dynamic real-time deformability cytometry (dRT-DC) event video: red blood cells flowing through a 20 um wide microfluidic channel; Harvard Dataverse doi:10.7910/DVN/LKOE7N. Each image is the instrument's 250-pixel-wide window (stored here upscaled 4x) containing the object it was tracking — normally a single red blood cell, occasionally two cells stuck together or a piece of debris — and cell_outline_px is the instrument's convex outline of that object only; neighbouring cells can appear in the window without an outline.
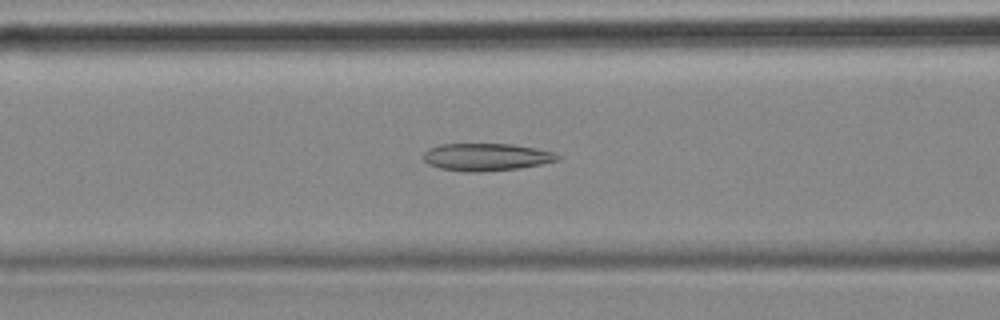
{"species": "common noctule bat (a hibernating species)", "species_latin": "Nyctalus noctula", "temperature_condition": "cold", "stored_images_in_passage": 47, "camera_frame_rate_fps": 3000, "um_per_image_px": 0.085, "animal": {"sex": "female", "body_mass_g": 18.4}, "frame": {"image": 1, "passage_image": 20, "time_ms": 6.333, "image_size_px": [1000, 320], "cell_outline_px": [[560, 160], [520, 168], [480, 172], [464, 172], [440, 168], [428, 164], [424, 160], [424, 152], [428, 148], [440, 144], [512, 144], [536, 148], [556, 152], [560, 156]], "centroid_in_image_um": [41.35, 13.34], "position_along_channel_um": 125.3, "area_um2": 21.62}}
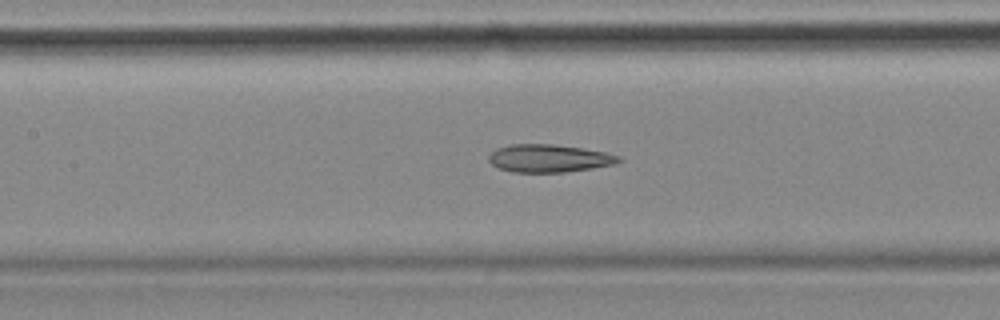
{"frame": {"image": 2, "passage_image": 23, "time_ms": 7.333, "image_size_px": [1000, 320], "cell_outline_px": [[624, 160], [616, 164], [592, 168], [564, 172], [512, 172], [500, 168], [492, 164], [488, 160], [488, 156], [496, 148], [512, 144], [552, 144], [580, 148], [604, 152], [620, 156]], "centroid_in_image_um": [46.67, 13.46], "position_along_channel_um": 160.7, "area_um2": 20.98}}
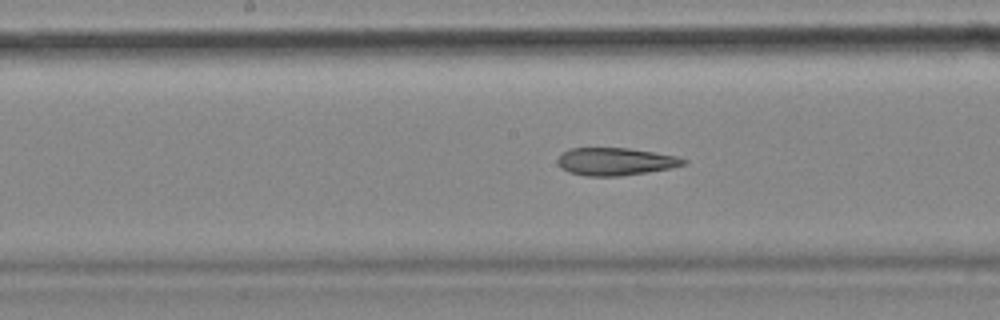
{"frame": {"image": 3, "passage_image": 26, "time_ms": 8.333, "image_size_px": [1000, 320], "cell_outline_px": [[688, 164], [672, 168], [648, 172], [620, 176], [584, 176], [568, 172], [560, 168], [556, 160], [568, 148], [628, 148], [676, 156], [688, 160]], "centroid_in_image_um": [52.31, 13.74], "position_along_channel_um": 195.9, "area_um2": 20.4}}